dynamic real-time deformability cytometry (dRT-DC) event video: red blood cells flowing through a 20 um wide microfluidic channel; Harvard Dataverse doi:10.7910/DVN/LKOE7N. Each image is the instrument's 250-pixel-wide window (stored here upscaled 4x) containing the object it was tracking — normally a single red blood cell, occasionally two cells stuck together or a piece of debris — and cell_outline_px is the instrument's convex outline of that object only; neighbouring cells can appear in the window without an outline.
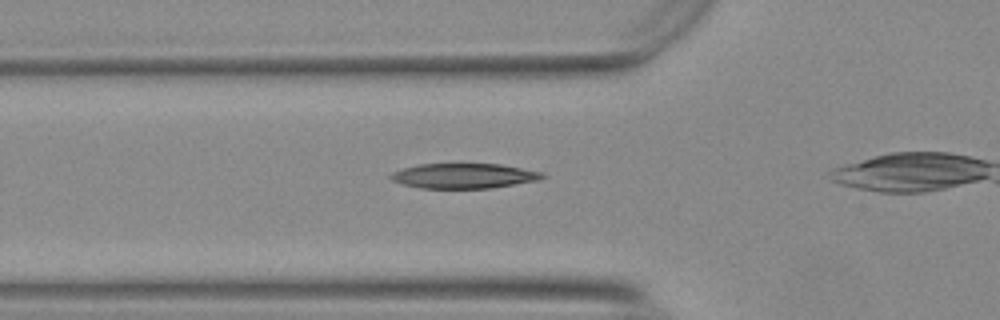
{"species": "Egyptian fruit bat (a non-hibernating species)", "species_latin": "Rousettus aegyptiacus", "temperature_condition": "warm", "stored_images_in_passage": 36, "camera_frame_rate_fps": 3000, "um_per_image_px": 0.085, "animal": {"sex": "female"}, "frame": {"image": 1, "passage_image": 11, "time_ms": 3.333, "image_size_px": [1000, 320], "cell_outline_px": [[548, 176], [540, 180], [492, 188], [420, 188], [404, 184], [392, 180], [388, 176], [392, 172], [404, 168], [420, 164], [500, 164], [544, 172]], "centroid_in_image_um": [39.49, 14.95], "position_along_channel_um": 86.3, "area_um2": 22.14}}
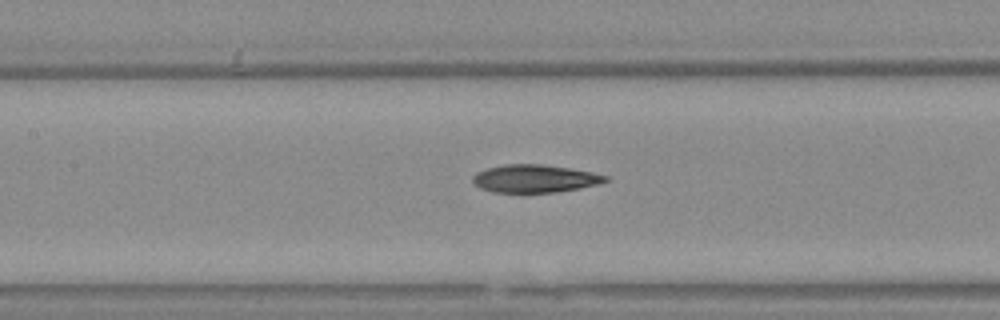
{"frame": {"image": 2, "passage_image": 17, "time_ms": 5.333, "image_size_px": [1000, 320], "cell_outline_px": [[608, 180], [596, 184], [576, 188], [552, 192], [492, 192], [480, 188], [472, 180], [472, 176], [476, 172], [488, 168], [504, 164], [544, 164], [592, 172], [608, 176]], "centroid_in_image_um": [45.4, 15.17], "position_along_channel_um": 162.0, "area_um2": 21.21}}
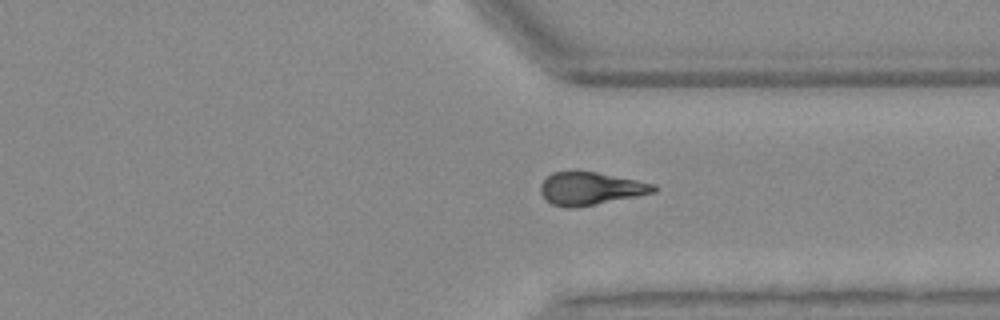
{"frame": {"image": 3, "passage_image": 33, "time_ms": 10.667, "image_size_px": [1000, 320], "cell_outline_px": [[656, 192], [576, 208], [568, 208], [552, 204], [540, 192], [540, 184], [552, 172], [596, 172], [656, 184]], "centroid_in_image_um": [50.19, 16.03], "position_along_channel_um": 361.2, "area_um2": 21.33}}